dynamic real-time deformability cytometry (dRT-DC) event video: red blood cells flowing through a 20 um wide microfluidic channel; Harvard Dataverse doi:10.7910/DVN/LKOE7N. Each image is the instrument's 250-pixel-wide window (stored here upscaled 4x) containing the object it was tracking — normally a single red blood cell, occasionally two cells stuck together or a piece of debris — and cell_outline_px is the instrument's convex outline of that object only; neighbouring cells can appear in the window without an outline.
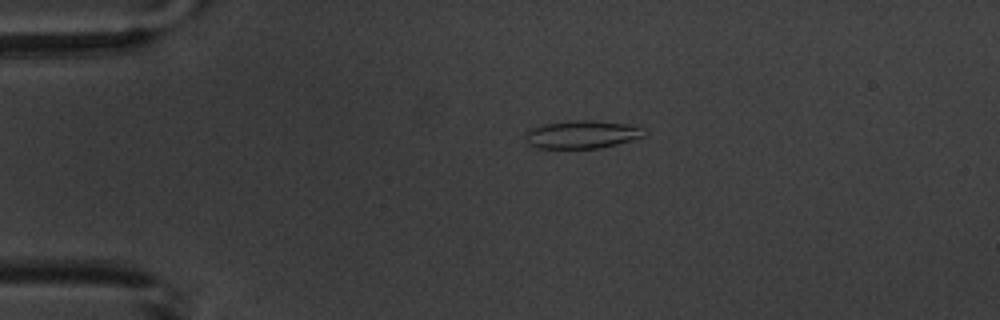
{"species": "common noctule bat (a hibernating species)", "species_latin": "Nyctalus noctula", "temperature_condition": "warm", "stored_images_in_passage": 4, "camera_frame_rate_fps": 3000, "um_per_image_px": 0.085, "animal": {"sex": "male", "body_mass_g": 20.1, "forearm_length_mm": 53.5}, "frame": {"image": 1, "passage_image": 3, "time_ms": 2.0, "image_size_px": [1000, 320], "cell_outline_px": [[644, 136], [616, 144], [600, 148], [540, 148], [528, 144], [524, 136], [524, 132], [532, 128], [544, 124], [572, 120], [592, 120], [628, 124], [644, 128]], "centroid_in_image_um": [49.44, 11.42], "position_along_channel_um": 35.6, "area_um2": 19.31}}